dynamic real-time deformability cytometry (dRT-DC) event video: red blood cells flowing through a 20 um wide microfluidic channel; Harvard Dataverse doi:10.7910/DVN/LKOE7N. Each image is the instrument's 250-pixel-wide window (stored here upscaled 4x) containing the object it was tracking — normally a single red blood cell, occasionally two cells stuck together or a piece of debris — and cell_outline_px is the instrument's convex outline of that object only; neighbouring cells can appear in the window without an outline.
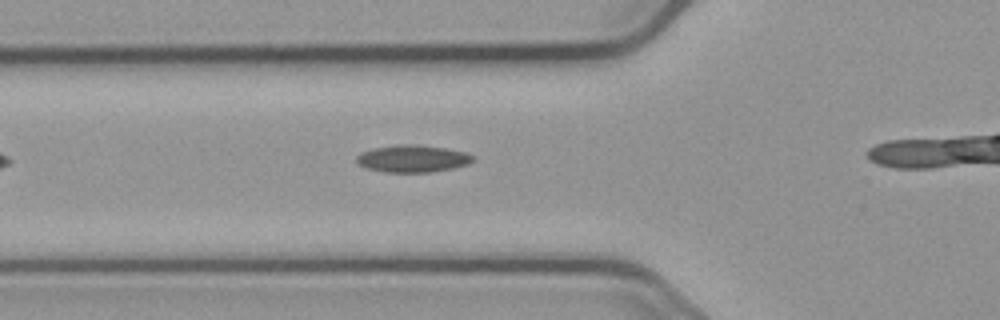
{"species": "common noctule bat (a hibernating species)", "species_latin": "Nyctalus noctula", "temperature_condition": "cold", "stored_images_in_passage": 29, "camera_frame_rate_fps": 3000, "um_per_image_px": 0.085, "animal": {"sex": "male", "body_mass_g": 23.1, "forearm_length_mm": 52.7}, "frame": {"image": 1, "passage_image": 4, "time_ms": 1.0, "image_size_px": [1000, 320], "cell_outline_px": [[472, 160], [468, 164], [452, 168], [428, 172], [384, 172], [364, 168], [356, 160], [356, 156], [360, 152], [372, 148], [400, 144], [416, 144], [444, 148], [464, 152], [472, 156]], "centroid_in_image_um": [35.0, 13.48], "position_along_channel_um": 90.8, "area_um2": 18.32}}
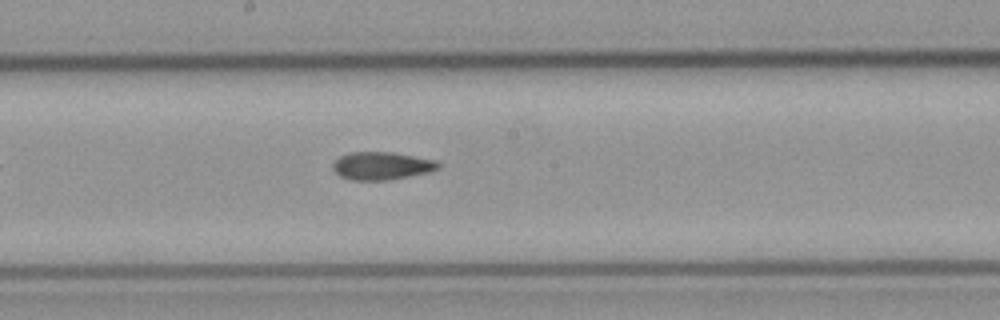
{"frame": {"image": 2, "passage_image": 14, "time_ms": 4.333, "image_size_px": [1000, 320], "cell_outline_px": [[440, 168], [428, 172], [388, 180], [352, 180], [340, 176], [332, 168], [332, 164], [340, 156], [348, 152], [392, 152], [436, 160], [440, 164]], "centroid_in_image_um": [32.43, 14.09], "position_along_channel_um": 215.8, "area_um2": 17.05}}
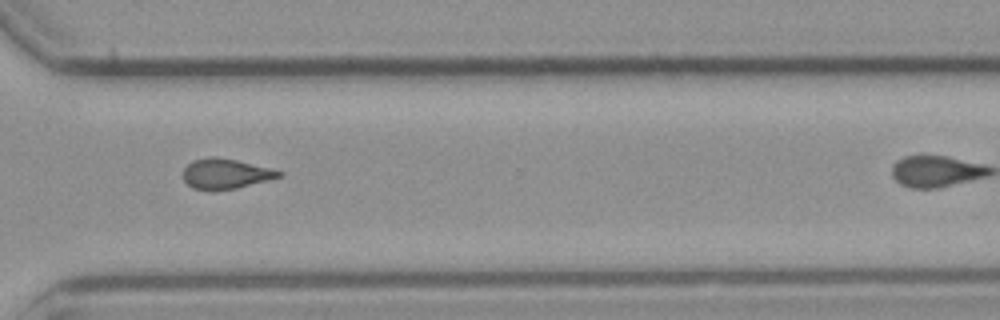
{"frame": {"image": 3, "passage_image": 25, "time_ms": 8.0, "image_size_px": [1000, 320], "cell_outline_px": [[284, 176], [236, 188], [192, 188], [184, 180], [184, 168], [192, 160], [208, 156], [216, 156], [236, 160], [284, 172]], "centroid_in_image_um": [19.19, 14.73], "position_along_channel_um": 351.4, "area_um2": 16.36}}